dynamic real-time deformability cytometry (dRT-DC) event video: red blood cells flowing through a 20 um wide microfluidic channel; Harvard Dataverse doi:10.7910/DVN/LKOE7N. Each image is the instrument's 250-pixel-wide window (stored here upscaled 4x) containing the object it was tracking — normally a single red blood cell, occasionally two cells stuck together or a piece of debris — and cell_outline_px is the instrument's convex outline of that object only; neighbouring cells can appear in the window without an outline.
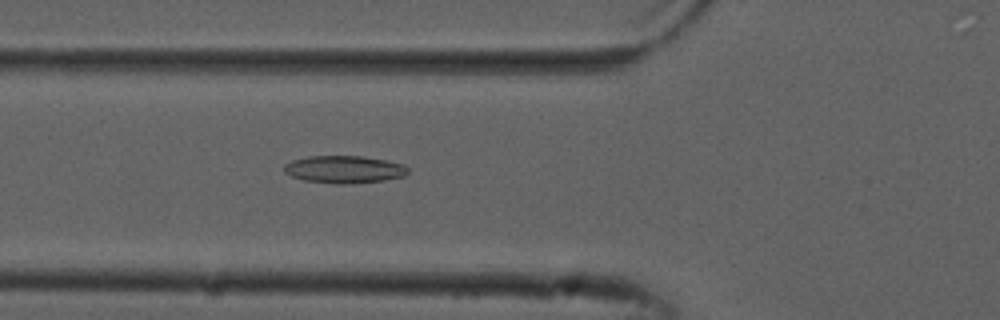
{"species": "common noctule bat (a hibernating species)", "species_latin": "Nyctalus noctula", "temperature_condition": "cold", "stored_images_in_passage": 37, "camera_frame_rate_fps": 3000, "um_per_image_px": 0.085, "animal": {"sex": "male", "forearm_length_mm": 52.5}, "frame": {"image": 1, "passage_image": 7, "time_ms": 2.0, "image_size_px": [1000, 320], "cell_outline_px": [[408, 172], [404, 176], [384, 180], [344, 184], [336, 184], [304, 180], [292, 176], [284, 172], [284, 164], [292, 160], [308, 156], [364, 156], [404, 164], [408, 168]], "centroid_in_image_um": [29.25, 14.39], "position_along_channel_um": 96.6, "area_um2": 19.77}}
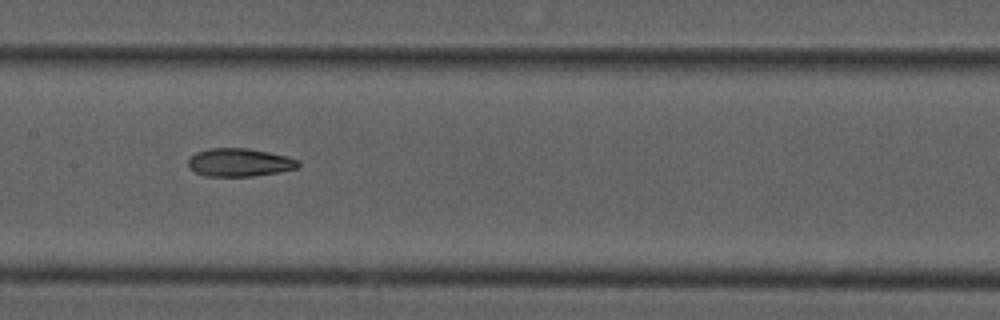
{"frame": {"image": 2, "passage_image": 14, "time_ms": 4.333, "image_size_px": [1000, 320], "cell_outline_px": [[300, 164], [296, 168], [280, 172], [252, 176], [204, 176], [196, 172], [188, 164], [188, 160], [196, 152], [208, 148], [248, 148], [288, 156], [300, 160]], "centroid_in_image_um": [20.39, 13.8], "position_along_channel_um": 187.0, "area_um2": 18.03}}
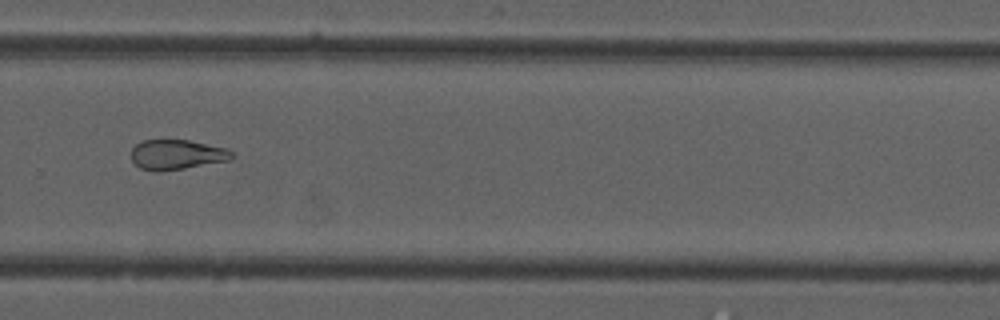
{"frame": {"image": 3, "passage_image": 24, "time_ms": 7.667, "image_size_px": [1000, 320], "cell_outline_px": [[236, 156], [228, 160], [184, 168], [160, 172], [152, 172], [140, 168], [132, 160], [132, 148], [136, 144], [144, 140], [188, 140], [228, 148]], "centroid_in_image_um": [15.02, 13.14], "position_along_channel_um": 314.8, "area_um2": 17.57}, "authors_computed_cell_mechanics": {"area_um2": 18.785, "velocity_mm_per_s": 3.8465, "shape_relaxation_time_tau1_ms": null, "shape_relaxation_time_tau2_ms": 5.9414, "deformation_change_tau1": null, "deformation_change_tau2": 0.1534}}